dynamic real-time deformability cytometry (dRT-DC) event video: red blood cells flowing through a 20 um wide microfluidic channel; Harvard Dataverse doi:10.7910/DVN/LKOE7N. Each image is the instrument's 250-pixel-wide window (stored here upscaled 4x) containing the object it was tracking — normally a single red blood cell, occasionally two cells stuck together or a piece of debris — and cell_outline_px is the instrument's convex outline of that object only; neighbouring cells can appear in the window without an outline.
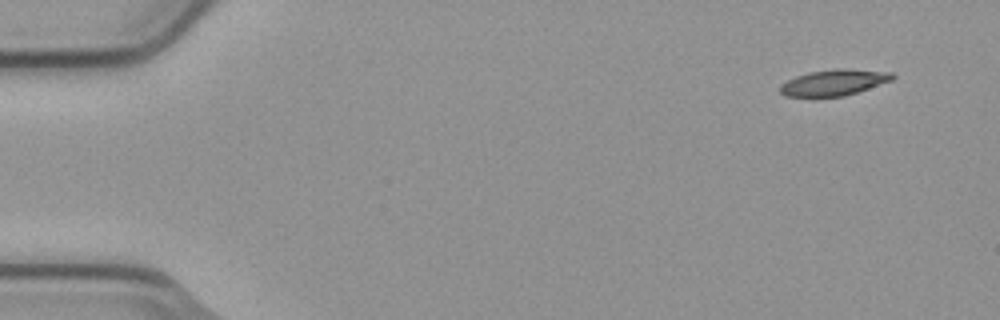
{"species": "common noctule bat (a hibernating species)", "species_latin": "Nyctalus noctula", "temperature_condition": "cold", "stored_images_in_passage": 5, "camera_frame_rate_fps": 3000, "um_per_image_px": 0.085, "animal": {"sex": "male", "body_mass_g": 23.1, "forearm_length_mm": 52.7}, "frame": {"image": 1, "passage_image": 1, "time_ms": 0.0, "image_size_px": [1000, 320], "cell_outline_px": [[896, 76], [892, 80], [844, 96], [784, 96], [780, 92], [780, 84], [796, 76], [808, 72], [832, 68], [848, 68], [892, 72]], "centroid_in_image_um": [70.89, 6.99], "position_along_channel_um": 14.1, "area_um2": 17.05}}